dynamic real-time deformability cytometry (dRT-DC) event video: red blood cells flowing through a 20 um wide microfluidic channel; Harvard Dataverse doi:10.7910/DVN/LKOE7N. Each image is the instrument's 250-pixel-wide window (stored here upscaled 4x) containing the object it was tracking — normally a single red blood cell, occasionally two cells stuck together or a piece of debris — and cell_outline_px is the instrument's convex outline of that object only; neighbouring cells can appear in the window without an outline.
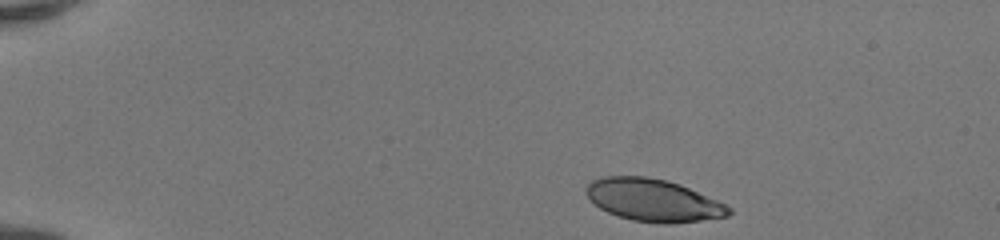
{"species": "human", "species_latin": "Homo sapiens", "temperature_condition": "room temperature", "stored_images_in_passage": 42, "camera_frame_rate_fps": 3000, "um_per_image_px": 0.085, "donor": {"sex": "female"}, "frame": {"image": 1, "passage_image": 1, "time_ms": 0.0, "image_size_px": [1000, 240], "cell_outline_px": [[732, 212], [728, 216], [672, 224], [664, 224], [632, 220], [608, 212], [600, 208], [584, 192], [584, 188], [592, 180], [604, 176], [648, 176], [668, 180], [680, 184], [716, 200], [732, 208]], "centroid_in_image_um": [55.51, 17.01], "position_along_channel_um": 29.5, "area_um2": 35.14}}
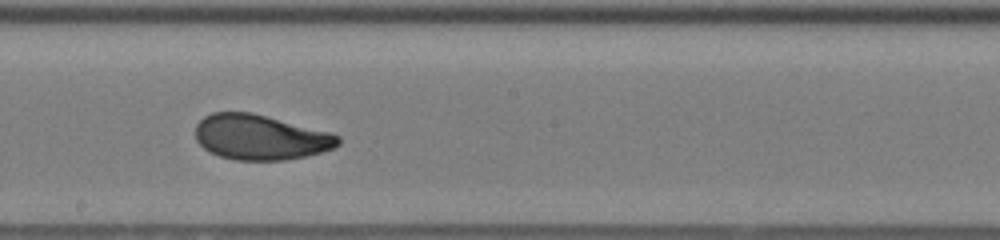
{"frame": {"image": 2, "passage_image": 22, "time_ms": 7.0, "image_size_px": [1000, 240], "cell_outline_px": [[340, 144], [336, 148], [304, 156], [284, 160], [236, 160], [220, 156], [204, 148], [196, 140], [196, 124], [204, 116], [212, 112], [252, 112], [328, 132], [340, 136]], "centroid_in_image_um": [22.12, 11.66], "position_along_channel_um": 226.1, "area_um2": 37.34}}
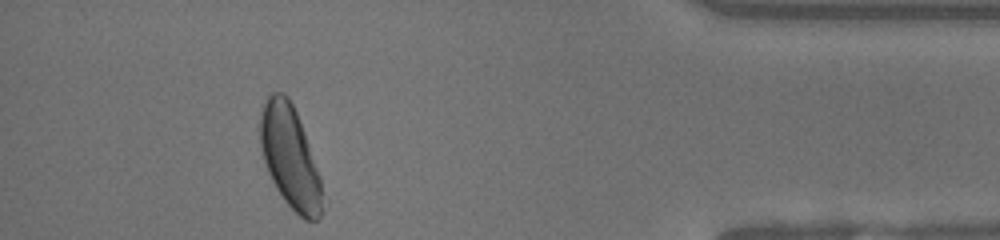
{"frame": {"image": 3, "passage_image": 38, "time_ms": 12.333, "image_size_px": [1000, 240], "cell_outline_px": [[324, 212], [316, 220], [304, 220], [284, 200], [276, 188], [268, 172], [260, 148], [260, 116], [264, 104], [268, 96], [272, 92], [284, 92], [288, 96], [296, 112], [304, 132], [320, 176]], "centroid_in_image_um": [24.65, 13.37], "position_along_channel_um": 410.5, "area_um2": 36.82}, "authors_computed_cell_mechanics": {"area_um2": 37.3099, "velocity_mm_per_s": 4.1878, "shape_relaxation_time_tau1_ms": 3.7565, "shape_relaxation_time_tau2_ms": 0.9478, "deformation_change_tau1": 0.1626, "deformation_change_tau2": 0.0651}}